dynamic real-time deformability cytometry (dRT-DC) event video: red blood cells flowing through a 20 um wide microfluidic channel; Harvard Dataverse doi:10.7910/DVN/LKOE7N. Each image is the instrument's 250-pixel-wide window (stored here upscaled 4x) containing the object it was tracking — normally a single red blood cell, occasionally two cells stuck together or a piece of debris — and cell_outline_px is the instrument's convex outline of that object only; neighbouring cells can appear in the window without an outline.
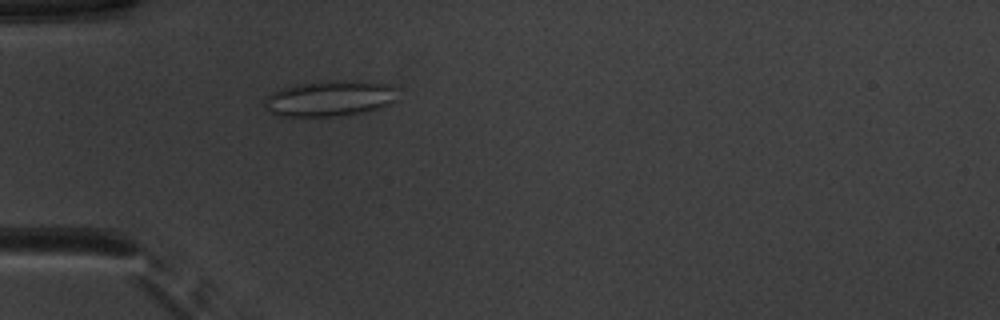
{"species": "common noctule bat (a hibernating species)", "species_latin": "Nyctalus noctula", "temperature_condition": "warm", "stored_images_in_passage": 52, "camera_frame_rate_fps": 3000, "um_per_image_px": 0.085, "animal": {"sex": "male", "body_mass_g": 20.1, "forearm_length_mm": 53.5}, "frame": {"image": 1, "passage_image": 16, "time_ms": 5.0, "image_size_px": [1000, 320], "cell_outline_px": [[396, 100], [380, 108], [368, 112], [336, 116], [276, 116], [264, 104], [264, 100], [272, 92], [280, 88], [328, 80], [368, 80], [384, 84], [392, 88]], "centroid_in_image_um": [28.03, 8.37], "position_along_channel_um": 57.0, "area_um2": 27.57}}
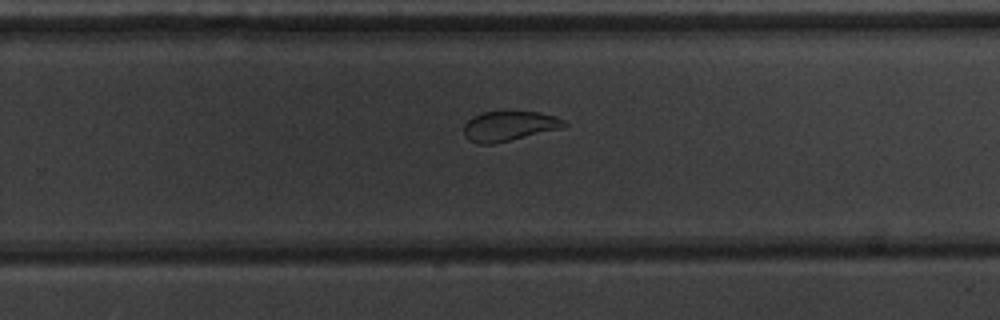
{"frame": {"image": 2, "passage_image": 34, "time_ms": 11.0, "image_size_px": [1000, 320], "cell_outline_px": [[568, 124], [564, 128], [492, 144], [480, 144], [468, 140], [464, 136], [464, 124], [472, 116], [484, 112], [536, 112], [556, 116], [564, 120]], "centroid_in_image_um": [43.28, 10.72], "position_along_channel_um": 286.5, "area_um2": 17.46}}
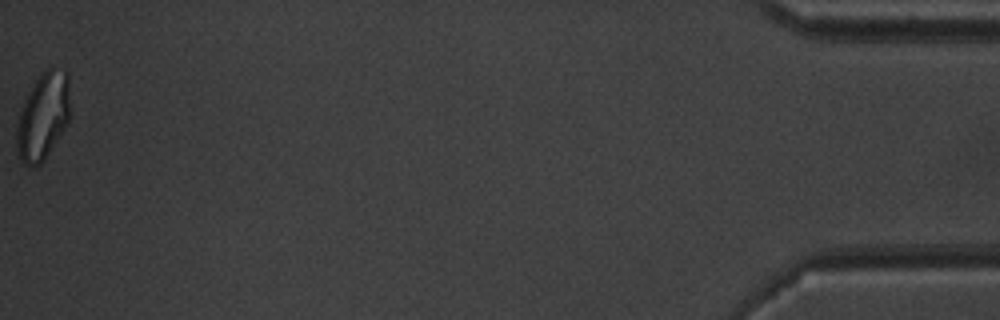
{"frame": {"image": 3, "passage_image": 52, "time_ms": 17.0, "image_size_px": [1000, 320], "cell_outline_px": [[68, 120], [64, 128], [44, 160], [36, 168], [24, 164], [20, 160], [16, 148], [16, 128], [24, 104], [36, 80], [48, 68], [52, 68], [68, 72]], "centroid_in_image_um": [3.64, 9.96], "position_along_channel_um": 431.6, "area_um2": 26.24}, "authors_computed_cell_mechanics": {"area_um2": 23.5246, "velocity_mm_per_s": 3.9338, "shape_relaxation_time_tau1_ms": null, "shape_relaxation_time_tau2_ms": 1.0999, "deformation_change_tau1": null, "deformation_change_tau2": 0.0886}}